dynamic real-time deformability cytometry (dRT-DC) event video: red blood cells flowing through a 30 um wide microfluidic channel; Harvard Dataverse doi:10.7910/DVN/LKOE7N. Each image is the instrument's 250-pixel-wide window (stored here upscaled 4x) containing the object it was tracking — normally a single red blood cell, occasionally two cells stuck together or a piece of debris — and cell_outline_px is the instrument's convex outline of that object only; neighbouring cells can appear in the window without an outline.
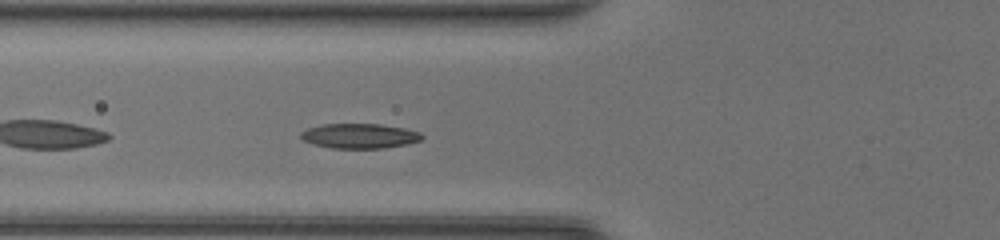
{"species": "common noctule bat (a hibernating species)", "species_latin": "Nyctalus noctula", "temperature_condition": "room temperature", "stored_images_in_passage": 29, "camera_frame_rate_fps": 3000, "um_per_image_px": 0.085, "animal": {"sex": "female", "body_mass_g": 20.0, "forearm_length_mm": 54.0}, "frame": {"image": 1, "passage_image": 4, "time_ms": 1.0, "image_size_px": [1000, 240], "cell_outline_px": [[424, 136], [420, 140], [408, 144], [384, 148], [332, 148], [312, 144], [304, 140], [300, 136], [300, 132], [308, 128], [324, 124], [380, 124], [404, 128], [420, 132]], "centroid_in_image_um": [30.57, 11.55], "position_along_channel_um": 95.2, "area_um2": 17.51}}
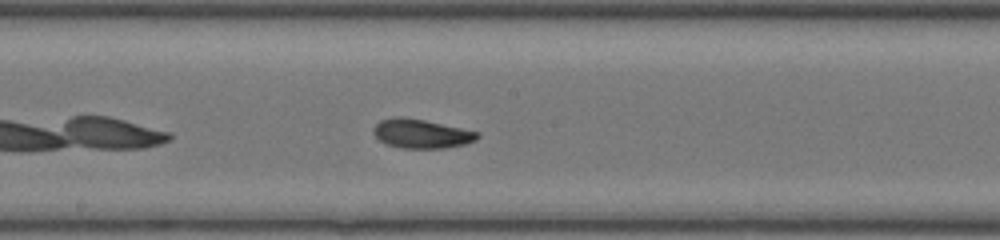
{"frame": {"image": 2, "passage_image": 12, "time_ms": 3.667, "image_size_px": [1000, 240], "cell_outline_px": [[480, 136], [476, 140], [464, 144], [444, 148], [400, 148], [388, 144], [380, 140], [372, 132], [372, 128], [380, 120], [396, 116], [400, 116], [424, 120], [480, 132]], "centroid_in_image_um": [35.81, 11.36], "position_along_channel_um": 212.4, "area_um2": 17.57}}
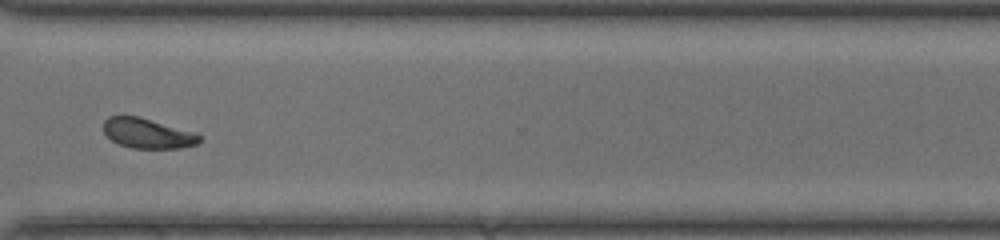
{"frame": {"image": 3, "passage_image": 22, "time_ms": 7.0, "image_size_px": [1000, 240], "cell_outline_px": [[200, 140], [196, 144], [180, 148], [132, 148], [120, 144], [112, 140], [104, 132], [104, 120], [108, 116], [140, 116], [196, 132], [200, 136]], "centroid_in_image_um": [12.56, 11.32], "position_along_channel_um": 358.0, "area_um2": 16.76}, "authors_computed_cell_mechanics": {"area_um2": 17.2244, "velocity_mm_per_s": 4.3726, "shape_relaxation_time_tau1_ms": 2.4836, "shape_relaxation_time_tau2_ms": 1.2968, "deformation_change_tau1": 0.1204, "deformation_change_tau2": 0.0617}}